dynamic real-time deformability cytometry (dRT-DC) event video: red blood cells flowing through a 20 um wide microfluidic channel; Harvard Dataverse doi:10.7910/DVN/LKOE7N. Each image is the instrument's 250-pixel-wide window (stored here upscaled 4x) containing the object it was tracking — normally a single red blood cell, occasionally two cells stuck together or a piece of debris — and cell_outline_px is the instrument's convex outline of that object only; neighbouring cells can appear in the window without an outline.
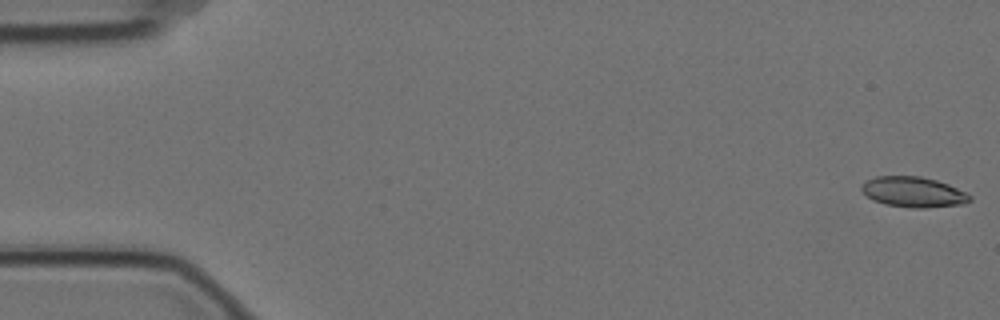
{"species": "Egyptian fruit bat (a non-hibernating species)", "species_latin": "Rousettus aegyptiacus", "temperature_condition": "cold", "stored_images_in_passage": 5, "camera_frame_rate_fps": 3000, "um_per_image_px": 0.085, "animal": {"sex": "female"}, "frame": {"image": 1, "passage_image": 1, "time_ms": 0.0, "image_size_px": [1000, 320], "cell_outline_px": [[972, 200], [964, 204], [924, 208], [912, 208], [884, 204], [872, 200], [860, 188], [868, 180], [876, 176], [920, 176], [936, 180], [948, 184], [972, 196]], "centroid_in_image_um": [77.66, 16.33], "position_along_channel_um": 7.3, "area_um2": 19.07}}
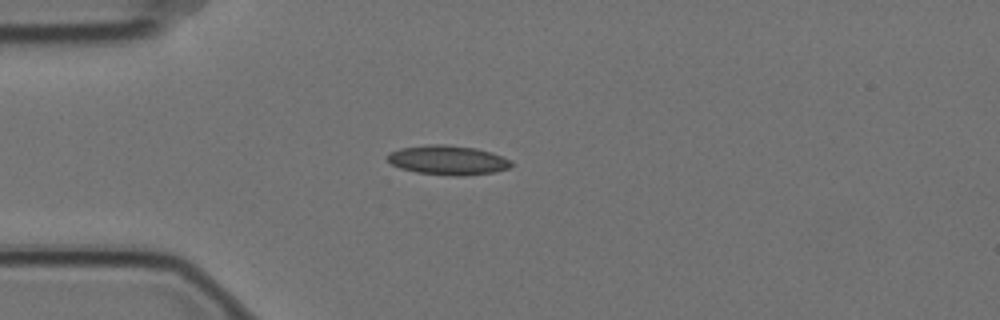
{"frame": {"image": 2, "passage_image": 5, "time_ms": 1.333, "image_size_px": [1000, 320], "cell_outline_px": [[512, 168], [496, 172], [464, 176], [452, 176], [416, 172], [400, 168], [392, 164], [388, 160], [388, 152], [400, 148], [432, 144], [444, 144], [476, 148], [492, 152], [512, 160]], "centroid_in_image_um": [38.12, 13.62], "position_along_channel_um": 46.9, "area_um2": 21.44}}